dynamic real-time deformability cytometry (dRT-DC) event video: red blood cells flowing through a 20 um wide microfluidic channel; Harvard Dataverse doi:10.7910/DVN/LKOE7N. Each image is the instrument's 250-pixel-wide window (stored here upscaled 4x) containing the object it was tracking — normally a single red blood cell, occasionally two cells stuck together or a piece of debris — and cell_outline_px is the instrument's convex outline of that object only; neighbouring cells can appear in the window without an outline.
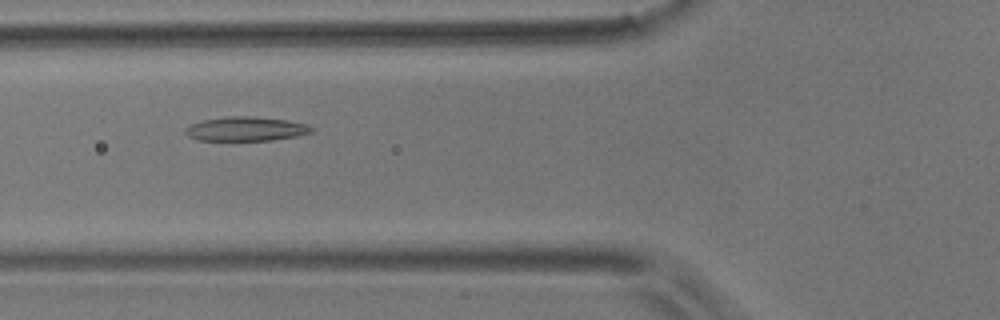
{"species": "common noctule bat (a hibernating species)", "species_latin": "Nyctalus noctula", "temperature_condition": "room temperature", "stored_images_in_passage": 40, "camera_frame_rate_fps": 3000, "um_per_image_px": 0.085, "animal": {"sex": "male", "body_mass_g": 17.9}, "frame": {"image": 1, "passage_image": 6, "time_ms": 1.667, "image_size_px": [1000, 320], "cell_outline_px": [[312, 132], [296, 136], [272, 140], [200, 140], [188, 136], [184, 132], [184, 128], [192, 124], [204, 120], [232, 116], [256, 116], [288, 120], [308, 124], [312, 128]], "centroid_in_image_um": [20.92, 10.95], "position_along_channel_um": 104.9, "area_um2": 17.69}}
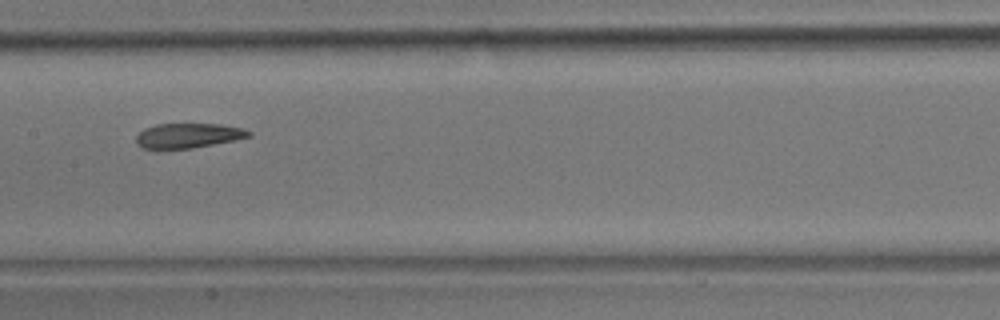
{"frame": {"image": 2, "passage_image": 13, "time_ms": 4.0, "image_size_px": [1000, 320], "cell_outline_px": [[252, 136], [236, 140], [192, 148], [140, 148], [136, 144], [136, 136], [144, 128], [156, 124], [220, 124], [244, 128], [252, 132]], "centroid_in_image_um": [16.02, 11.52], "position_along_channel_um": 191.4, "area_um2": 16.3}}
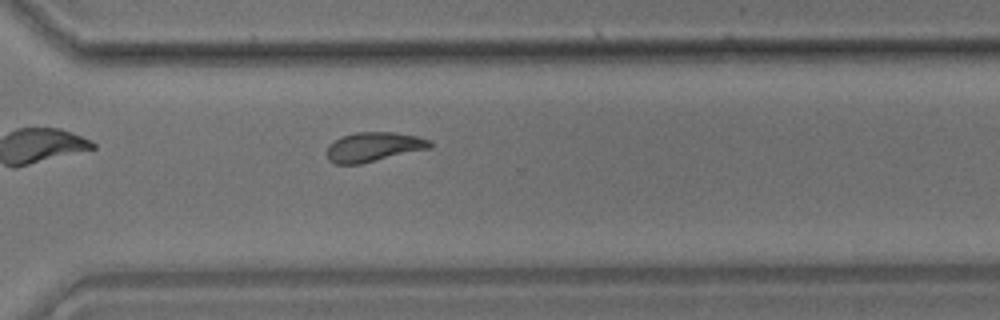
{"frame": {"image": 3, "passage_image": 25, "time_ms": 8.0, "image_size_px": [1000, 320], "cell_outline_px": [[432, 148], [360, 164], [336, 164], [328, 160], [328, 144], [344, 136], [356, 132], [392, 132], [416, 136], [432, 140]], "centroid_in_image_um": [31.8, 12.49], "position_along_channel_um": 338.8, "area_um2": 17.63}, "authors_computed_cell_mechanics": {"area_um2": 17.8024, "velocity_mm_per_s": 3.6989, "shape_relaxation_time_tau1_ms": 9.1315, "shape_relaxation_time_tau2_ms": 2.8625, "deformation_change_tau1": 0.1918, "deformation_change_tau2": 0.0978}}